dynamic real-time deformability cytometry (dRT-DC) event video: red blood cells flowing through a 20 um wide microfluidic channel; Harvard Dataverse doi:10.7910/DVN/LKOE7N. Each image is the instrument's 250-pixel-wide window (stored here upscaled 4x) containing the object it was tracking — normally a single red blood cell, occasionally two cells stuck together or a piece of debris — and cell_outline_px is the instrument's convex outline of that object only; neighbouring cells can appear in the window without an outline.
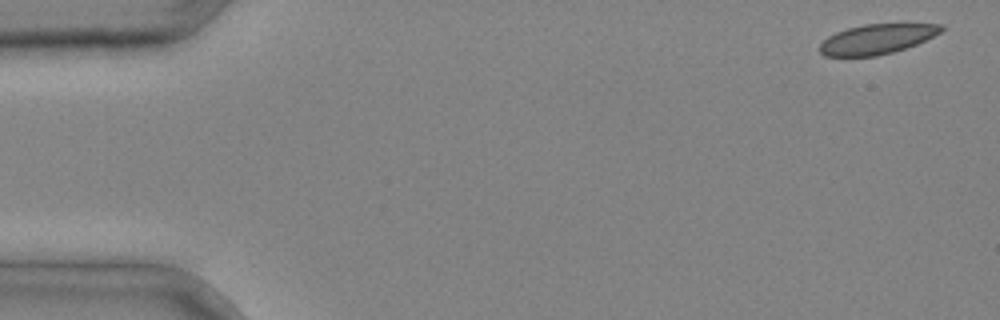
{"species": "common noctule bat (a hibernating species)", "species_latin": "Nyctalus noctula", "temperature_condition": "cold", "stored_images_in_passage": 5, "segment_of_instrument_passage": [2, 2], "camera_frame_rate_fps": 3000, "um_per_image_px": 0.085, "animal": {"sex": "male", "body_mass_g": 20.4}, "frame": {"image": 1, "passage_image": 5, "time_ms": 1.333, "image_size_px": [1000, 320], "cell_outline_px": [[944, 28], [940, 32], [916, 44], [892, 52], [876, 56], [824, 56], [816, 48], [828, 36], [836, 32], [848, 28], [864, 24], [944, 24]], "centroid_in_image_um": [74.48, 3.32], "position_along_channel_um": 10.5, "area_um2": 20.98}}